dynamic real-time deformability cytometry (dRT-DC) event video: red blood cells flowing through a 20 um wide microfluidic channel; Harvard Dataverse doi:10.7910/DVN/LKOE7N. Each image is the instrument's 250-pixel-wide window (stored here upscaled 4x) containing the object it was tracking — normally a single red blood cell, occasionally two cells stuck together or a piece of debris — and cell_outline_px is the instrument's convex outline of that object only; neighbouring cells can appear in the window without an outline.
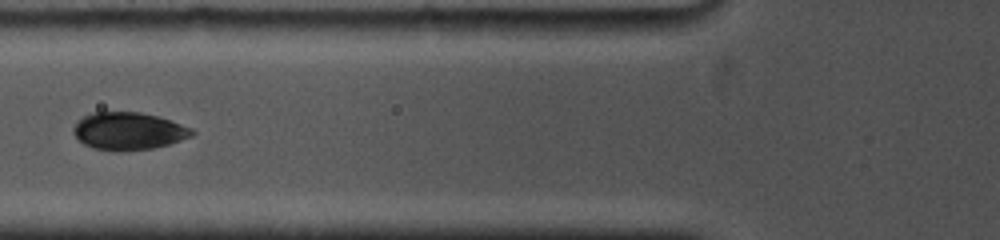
{"species": "common noctule bat (a hibernating species)", "species_latin": "Nyctalus noctula", "temperature_condition": "cold", "stored_images_in_passage": 20, "camera_frame_rate_fps": 5000, "um_per_image_px": 0.085, "animal": {"sex": "female", "body_mass_g": 19.0, "forearm_length_mm": 53.3}, "frame": {"image": 1, "passage_image": 4, "time_ms": 1.6, "image_size_px": [1000, 240], "cell_outline_px": [[196, 132], [192, 136], [168, 144], [152, 148], [112, 152], [92, 148], [84, 144], [72, 132], [72, 128], [76, 120], [92, 112], [140, 112], [172, 120], [192, 128]], "centroid_in_image_um": [10.89, 11.14], "position_along_channel_um": 114.9, "area_um2": 26.13}}